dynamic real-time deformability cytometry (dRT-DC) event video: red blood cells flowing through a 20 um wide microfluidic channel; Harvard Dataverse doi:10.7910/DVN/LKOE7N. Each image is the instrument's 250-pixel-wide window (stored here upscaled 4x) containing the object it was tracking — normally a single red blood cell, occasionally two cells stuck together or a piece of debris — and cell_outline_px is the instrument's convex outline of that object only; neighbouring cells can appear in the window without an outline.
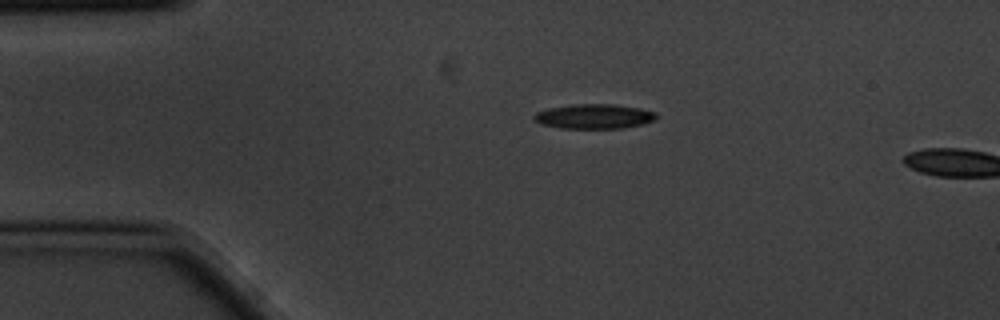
{"species": "common noctule bat (a hibernating species)", "species_latin": "Nyctalus noctula", "temperature_condition": "cold", "stored_images_in_passage": 2, "camera_frame_rate_fps": 3000, "um_per_image_px": 0.085, "animal": {"sex": "male", "body_mass_g": 20.1, "forearm_length_mm": 53.5}, "frame": {"image": 1, "passage_image": 2, "time_ms": 0.333, "image_size_px": [1000, 320], "cell_outline_px": [[656, 120], [644, 124], [624, 128], [560, 128], [540, 124], [532, 120], [532, 116], [536, 112], [548, 108], [576, 104], [612, 104], [640, 108], [656, 112]], "centroid_in_image_um": [50.48, 9.9], "position_along_channel_um": 34.5, "area_um2": 17.74}}